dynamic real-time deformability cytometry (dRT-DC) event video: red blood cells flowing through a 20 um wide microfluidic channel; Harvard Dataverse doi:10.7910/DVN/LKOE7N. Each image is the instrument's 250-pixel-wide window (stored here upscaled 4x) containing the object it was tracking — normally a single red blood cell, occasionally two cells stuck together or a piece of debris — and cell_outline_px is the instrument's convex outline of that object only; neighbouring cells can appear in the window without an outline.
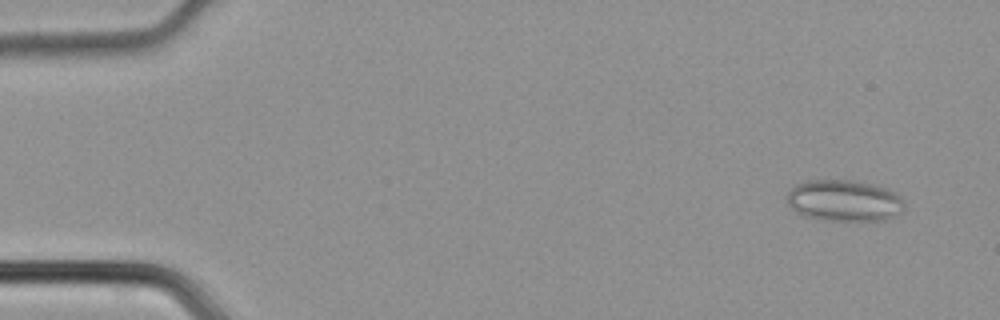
{"species": "common noctule bat (a hibernating species)", "species_latin": "Nyctalus noctula", "temperature_condition": "cold", "stored_images_in_passage": 46, "camera_frame_rate_fps": 3000, "um_per_image_px": 0.085, "animal": {"sex": "male", "body_mass_g": 21.5, "forearm_length_mm": 52.0}, "frame": {"image": 1, "passage_image": 3, "time_ms": 0.667, "image_size_px": [1000, 320], "cell_outline_px": [[904, 212], [884, 220], [832, 220], [808, 216], [792, 208], [788, 204], [788, 192], [796, 184], [808, 180], [848, 180], [872, 184], [888, 188], [904, 204]], "centroid_in_image_um": [71.77, 17.04], "position_along_channel_um": 13.2, "area_um2": 27.74}}
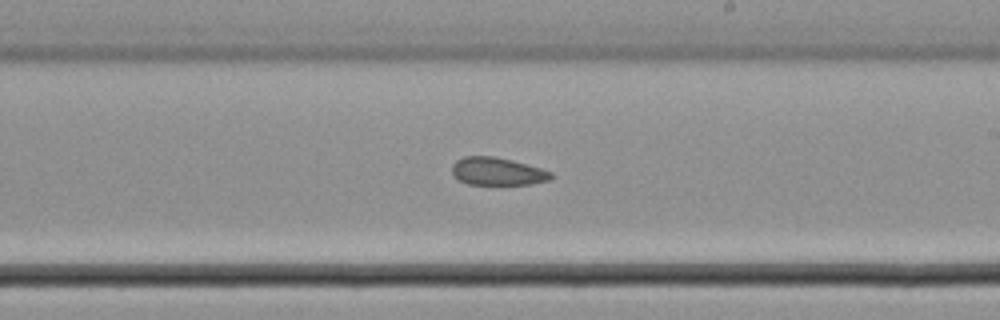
{"frame": {"image": 2, "passage_image": 27, "time_ms": 8.667, "image_size_px": [1000, 320], "cell_outline_px": [[552, 176], [548, 180], [532, 184], [468, 184], [452, 176], [452, 164], [456, 160], [464, 156], [492, 156], [512, 160], [540, 168], [552, 172]], "centroid_in_image_um": [42.24, 14.56], "position_along_channel_um": 246.8, "area_um2": 15.95}}
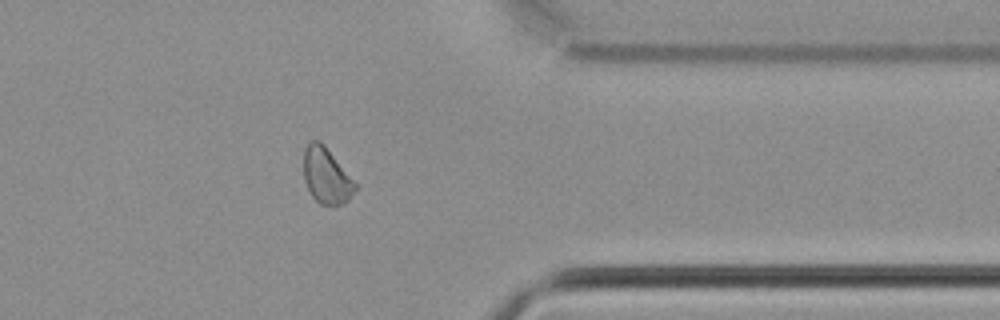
{"frame": {"image": 3, "passage_image": 37, "time_ms": 12.0, "image_size_px": [1000, 320], "cell_outline_px": [[356, 188], [348, 200], [344, 204], [320, 204], [312, 196], [304, 180], [304, 148], [308, 140], [320, 140], [324, 144], [356, 184]], "centroid_in_image_um": [27.71, 14.9], "position_along_channel_um": 383.7, "area_um2": 16.53}}